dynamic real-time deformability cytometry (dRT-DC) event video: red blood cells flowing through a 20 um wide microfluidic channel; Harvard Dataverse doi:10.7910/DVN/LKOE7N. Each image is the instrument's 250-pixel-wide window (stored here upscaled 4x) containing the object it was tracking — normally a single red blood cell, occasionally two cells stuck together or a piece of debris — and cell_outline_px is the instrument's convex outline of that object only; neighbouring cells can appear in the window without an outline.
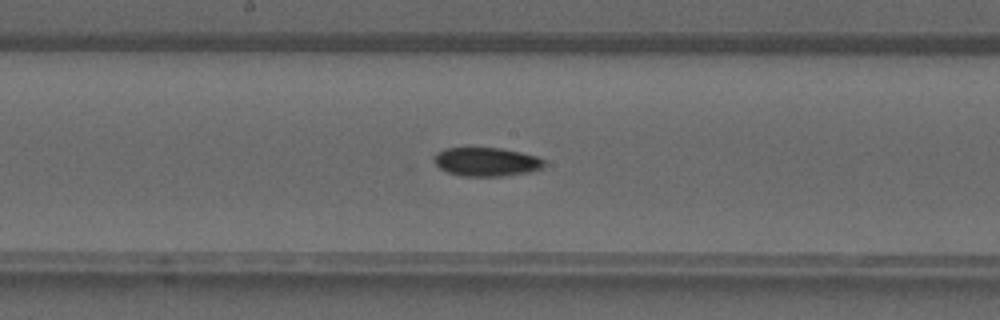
{"species": "common noctule bat (a hibernating species)", "species_latin": "Nyctalus noctula", "temperature_condition": "warm", "stored_images_in_passage": 40, "camera_frame_rate_fps": 3000, "um_per_image_px": 0.085, "animal": {"sex": "male", "forearm_length_mm": 52.5}, "frame": {"image": 1, "passage_image": 21, "time_ms": 6.667, "image_size_px": [1000, 320], "cell_outline_px": [[544, 168], [532, 172], [504, 176], [460, 176], [448, 172], [440, 168], [432, 160], [432, 156], [436, 152], [444, 148], [500, 148], [520, 152], [536, 156], [544, 160]], "centroid_in_image_um": [41.33, 13.76], "position_along_channel_um": 206.9, "area_um2": 18.67}}
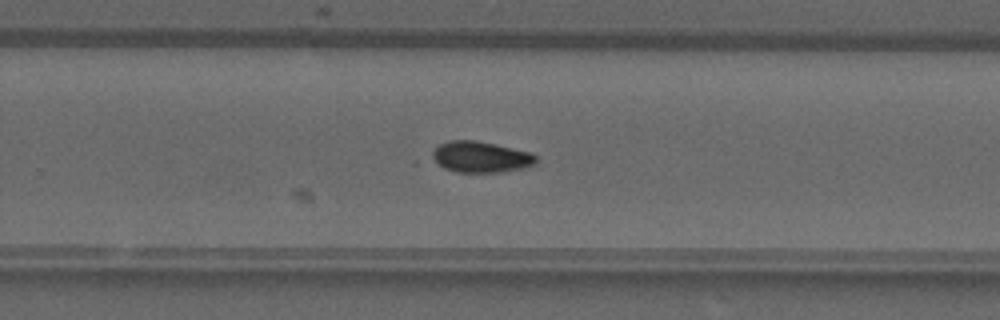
{"frame": {"image": 2, "passage_image": 26, "time_ms": 8.333, "image_size_px": [1000, 320], "cell_outline_px": [[540, 160], [536, 164], [528, 168], [504, 172], [456, 172], [444, 168], [432, 160], [432, 152], [440, 144], [452, 140], [476, 140], [496, 144], [532, 152]], "centroid_in_image_um": [40.94, 13.35], "position_along_channel_um": 288.9, "area_um2": 19.19}}
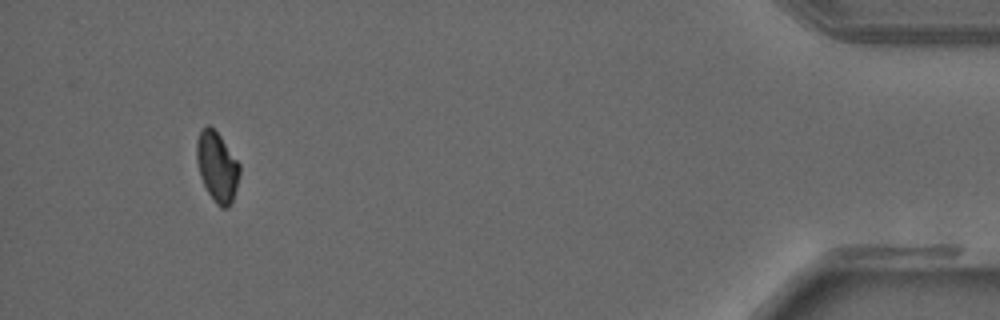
{"frame": {"image": 3, "passage_image": 38, "time_ms": 12.333, "image_size_px": [1000, 320], "cell_outline_px": [[240, 172], [236, 188], [232, 200], [228, 208], [220, 208], [216, 204], [208, 192], [200, 176], [196, 160], [196, 140], [200, 128], [208, 124], [220, 136], [240, 164]], "centroid_in_image_um": [18.43, 14.15], "position_along_channel_um": 416.8, "area_um2": 17.51}}